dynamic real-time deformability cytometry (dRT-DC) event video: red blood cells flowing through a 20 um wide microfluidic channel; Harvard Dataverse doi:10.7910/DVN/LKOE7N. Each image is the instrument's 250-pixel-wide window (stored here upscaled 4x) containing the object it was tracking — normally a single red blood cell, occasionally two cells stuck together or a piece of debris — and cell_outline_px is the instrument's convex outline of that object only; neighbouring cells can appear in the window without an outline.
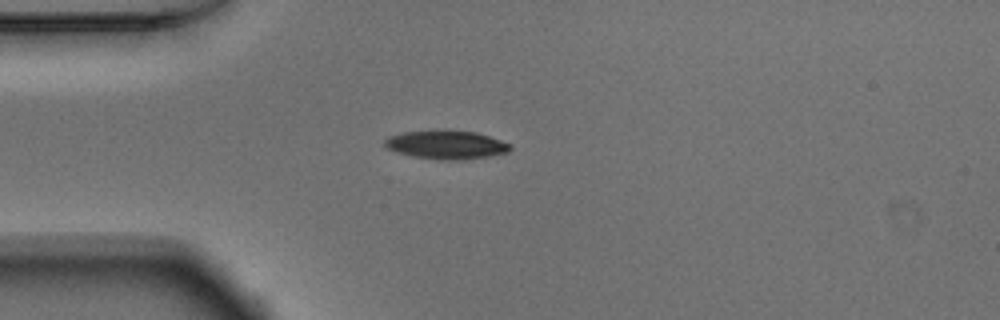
{"species": "Egyptian fruit bat (a non-hibernating species)", "species_latin": "Rousettus aegyptiacus", "temperature_condition": "warm", "stored_images_in_passage": 39, "camera_frame_rate_fps": 3000, "um_per_image_px": 0.085, "animal": {"sex": "male"}, "frame": {"image": 1, "passage_image": 1, "time_ms": 0.0, "image_size_px": [1000, 320], "cell_outline_px": [[512, 148], [508, 152], [488, 156], [460, 160], [440, 160], [416, 156], [396, 152], [388, 148], [384, 144], [384, 140], [388, 136], [404, 132], [476, 132], [512, 144]], "centroid_in_image_um": [37.96, 12.33], "position_along_channel_um": 47.0, "area_um2": 20.17}}
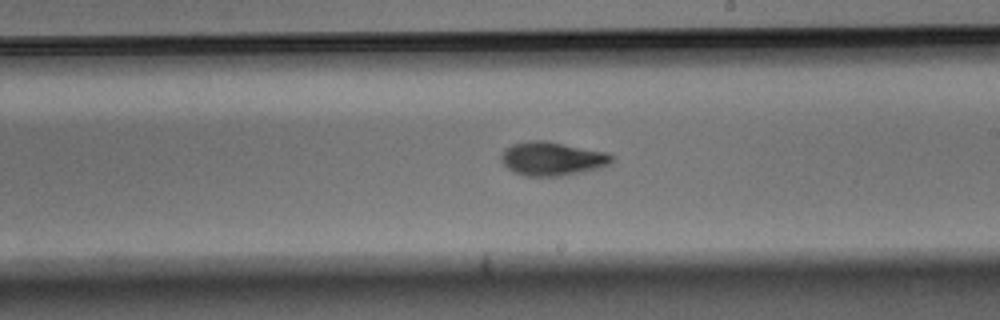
{"frame": {"image": 2, "passage_image": 17, "time_ms": 5.333, "image_size_px": [1000, 320], "cell_outline_px": [[612, 164], [600, 168], [584, 172], [560, 176], [524, 176], [512, 172], [500, 160], [500, 156], [504, 148], [512, 144], [528, 140], [548, 140], [608, 152], [612, 156]], "centroid_in_image_um": [46.93, 13.48], "position_along_channel_um": 242.1, "area_um2": 22.25}}
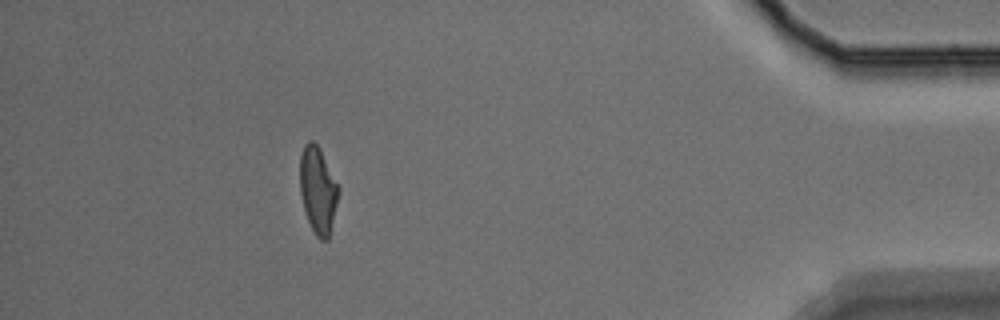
{"frame": {"image": 3, "passage_image": 34, "time_ms": 11.0, "image_size_px": [1000, 320], "cell_outline_px": [[340, 192], [328, 240], [320, 240], [316, 236], [308, 220], [304, 208], [300, 192], [300, 156], [304, 144], [308, 140], [312, 140], [320, 148], [340, 188]], "centroid_in_image_um": [27.03, 16.14], "position_along_channel_um": 408.2, "area_um2": 19.54}, "authors_computed_cell_mechanics": {"area_um2": 20.7502, "velocity_mm_per_s": 3.8875, "shape_relaxation_time_tau1_ms": 2.8172, "shape_relaxation_time_tau2_ms": 3.0583, "deformation_change_tau1": 0.1571, "deformation_change_tau2": 0.09}}